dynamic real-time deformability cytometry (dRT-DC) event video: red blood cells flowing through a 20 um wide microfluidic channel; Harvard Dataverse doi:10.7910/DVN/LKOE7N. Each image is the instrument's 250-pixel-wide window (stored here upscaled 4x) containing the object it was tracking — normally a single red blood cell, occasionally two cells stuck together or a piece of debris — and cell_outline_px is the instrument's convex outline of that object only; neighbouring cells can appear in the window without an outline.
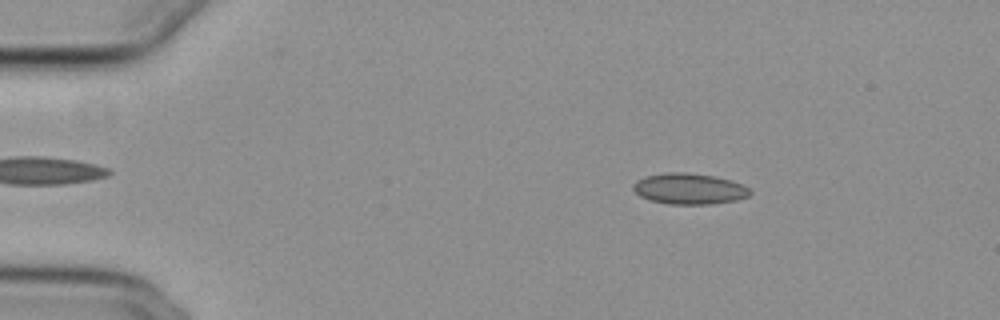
{"species": "common noctule bat (a hibernating species)", "species_latin": "Nyctalus noctula", "temperature_condition": "cold", "stored_images_in_passage": 53, "camera_frame_rate_fps": 3000, "um_per_image_px": 0.085, "animal": {"sex": "female", "body_mass_g": 29.2, "forearm_length_mm": 56.3}, "frame": {"image": 1, "passage_image": 7, "time_ms": 2.0, "image_size_px": [1000, 320], "cell_outline_px": [[752, 192], [748, 196], [736, 200], [712, 204], [668, 204], [652, 200], [640, 196], [632, 188], [632, 184], [636, 180], [644, 176], [664, 172], [688, 172], [716, 176], [732, 180], [744, 184]], "centroid_in_image_um": [58.59, 16.03], "position_along_channel_um": 26.4, "area_um2": 21.33}}
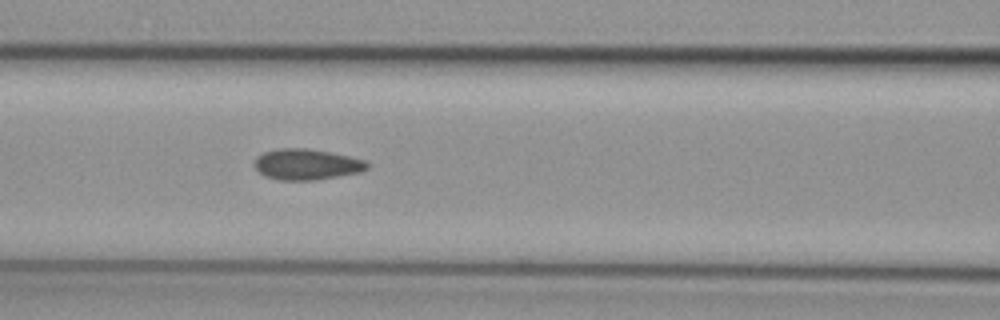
{"frame": {"image": 2, "passage_image": 22, "time_ms": 7.0, "image_size_px": [1000, 320], "cell_outline_px": [[368, 168], [360, 172], [340, 176], [316, 180], [280, 180], [264, 176], [256, 168], [256, 156], [264, 152], [280, 148], [308, 148], [368, 160]], "centroid_in_image_um": [26.09, 13.97], "position_along_channel_um": 140.5, "area_um2": 20.23}}
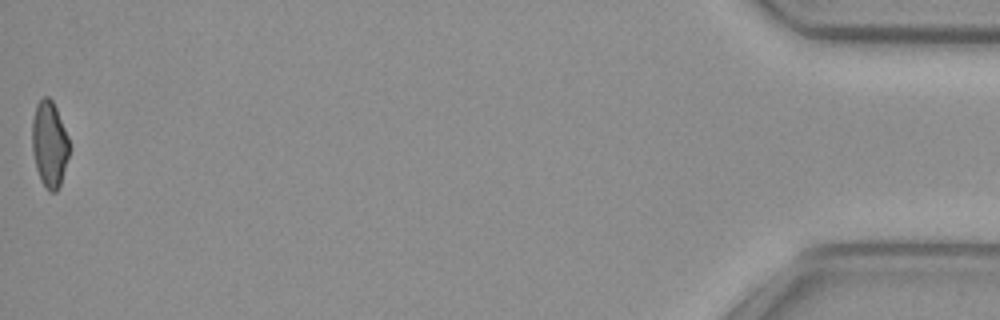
{"frame": {"image": 3, "passage_image": 53, "time_ms": 17.333, "image_size_px": [1000, 320], "cell_outline_px": [[68, 156], [60, 184], [56, 192], [48, 192], [40, 180], [36, 168], [32, 152], [32, 120], [36, 104], [44, 96], [48, 96], [52, 100], [56, 108], [68, 136]], "centroid_in_image_um": [4.17, 12.25], "position_along_channel_um": 431.0, "area_um2": 18.55}, "authors_computed_cell_mechanics": {"area_um2": 19.8832, "velocity_mm_per_s": 3.7646, "shape_relaxation_time_tau1_ms": null, "shape_relaxation_time_tau2_ms": 2.515, "deformation_change_tau1": null, "deformation_change_tau2": 0.0702}}